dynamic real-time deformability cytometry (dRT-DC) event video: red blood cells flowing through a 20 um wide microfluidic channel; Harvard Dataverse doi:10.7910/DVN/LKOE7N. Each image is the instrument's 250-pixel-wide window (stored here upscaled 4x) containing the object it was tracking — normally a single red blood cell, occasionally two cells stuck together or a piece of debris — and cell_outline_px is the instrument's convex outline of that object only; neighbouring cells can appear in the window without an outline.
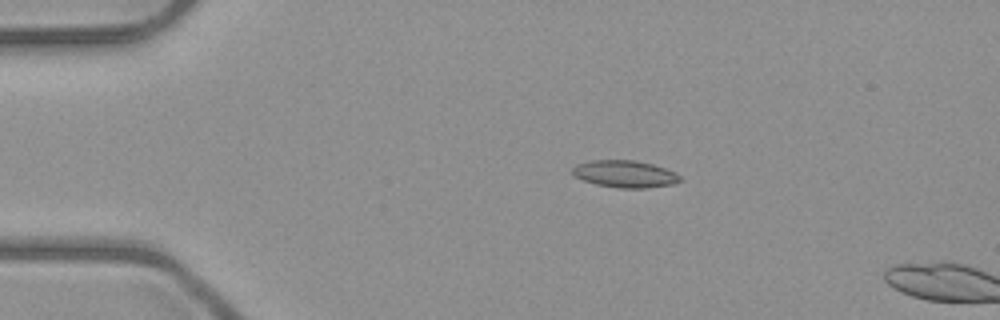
{"species": "common noctule bat (a hibernating species)", "species_latin": "Nyctalus noctula", "temperature_condition": "room temperature", "stored_images_in_passage": 4, "camera_frame_rate_fps": 3000, "um_per_image_px": 0.085, "animal": {"sex": "male", "body_mass_g": 23.1, "forearm_length_mm": 52.7}, "frame": {"image": 1, "passage_image": 3, "time_ms": 2.333, "image_size_px": [1000, 320], "cell_outline_px": [[680, 180], [672, 184], [648, 188], [620, 188], [596, 184], [584, 180], [576, 176], [572, 172], [572, 168], [576, 164], [588, 160], [636, 160], [652, 164], [676, 172], [680, 176]], "centroid_in_image_um": [53.11, 14.78], "position_along_channel_um": 31.9, "area_um2": 16.94}}